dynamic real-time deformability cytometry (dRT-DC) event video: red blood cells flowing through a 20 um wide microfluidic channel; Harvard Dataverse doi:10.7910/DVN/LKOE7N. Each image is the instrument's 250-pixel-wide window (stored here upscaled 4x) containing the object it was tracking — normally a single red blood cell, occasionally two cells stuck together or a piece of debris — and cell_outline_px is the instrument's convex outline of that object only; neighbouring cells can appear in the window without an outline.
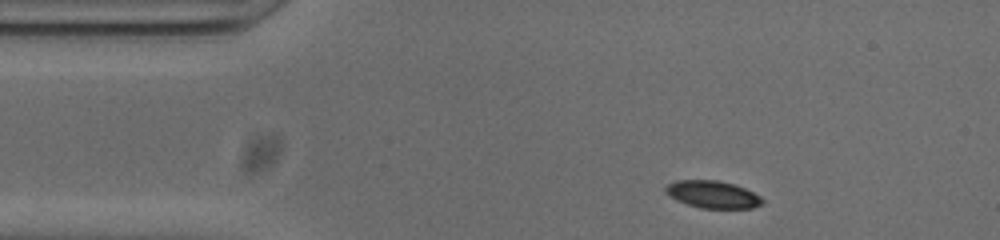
{"species": "common noctule bat (a hibernating species)", "species_latin": "Nyctalus noctula", "temperature_condition": "cold", "stored_images_in_passage": 47, "camera_frame_rate_fps": 3000, "um_per_image_px": 0.085, "animal": {"sex": "male", "body_mass_g": 20.0, "forearm_length_mm": 53.3}, "frame": {"image": 1, "passage_image": 2, "time_ms": 0.333, "image_size_px": [1000, 240], "cell_outline_px": [[764, 204], [752, 208], [700, 208], [676, 200], [664, 192], [664, 188], [668, 184], [676, 180], [716, 180], [732, 184], [744, 188], [760, 196], [764, 200]], "centroid_in_image_um": [60.57, 16.53], "position_along_channel_um": 24.4, "area_um2": 15.37}}
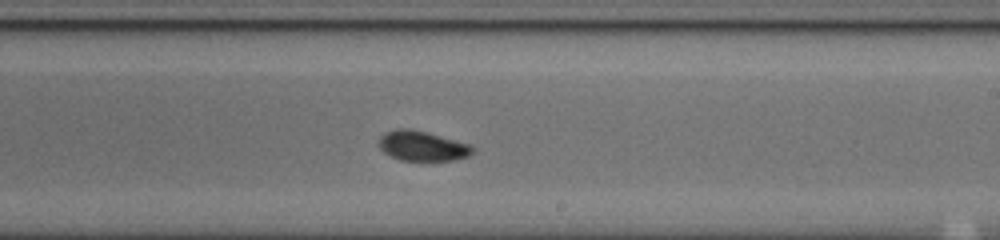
{"frame": {"image": 2, "passage_image": 24, "time_ms": 7.667, "image_size_px": [1000, 240], "cell_outline_px": [[476, 148], [468, 156], [456, 160], [400, 160], [384, 152], [380, 148], [380, 136], [384, 132], [396, 128], [412, 128], [428, 132], [472, 144]], "centroid_in_image_um": [35.93, 12.38], "position_along_channel_um": 253.1, "area_um2": 16.53}}
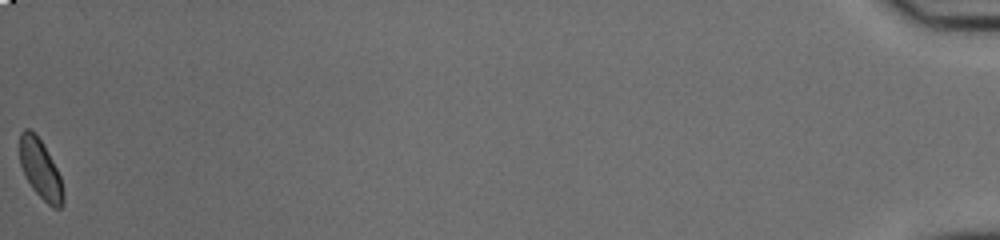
{"frame": {"image": 3, "passage_image": 47, "time_ms": 15.333, "image_size_px": [1000, 240], "cell_outline_px": [[64, 204], [60, 208], [52, 208], [32, 188], [20, 164], [20, 132], [24, 128], [28, 128], [36, 132], [52, 160], [60, 176], [64, 196]], "centroid_in_image_um": [3.44, 14.37], "position_along_channel_um": 431.8, "area_um2": 14.91}, "authors_computed_cell_mechanics": {"area_um2": 16.184, "velocity_mm_per_s": 3.8179, "shape_relaxation_time_tau1_ms": 4.3072, "shape_relaxation_time_tau2_ms": 3.8193, "deformation_change_tau1": 0.084, "deformation_change_tau2": 0.0638}}